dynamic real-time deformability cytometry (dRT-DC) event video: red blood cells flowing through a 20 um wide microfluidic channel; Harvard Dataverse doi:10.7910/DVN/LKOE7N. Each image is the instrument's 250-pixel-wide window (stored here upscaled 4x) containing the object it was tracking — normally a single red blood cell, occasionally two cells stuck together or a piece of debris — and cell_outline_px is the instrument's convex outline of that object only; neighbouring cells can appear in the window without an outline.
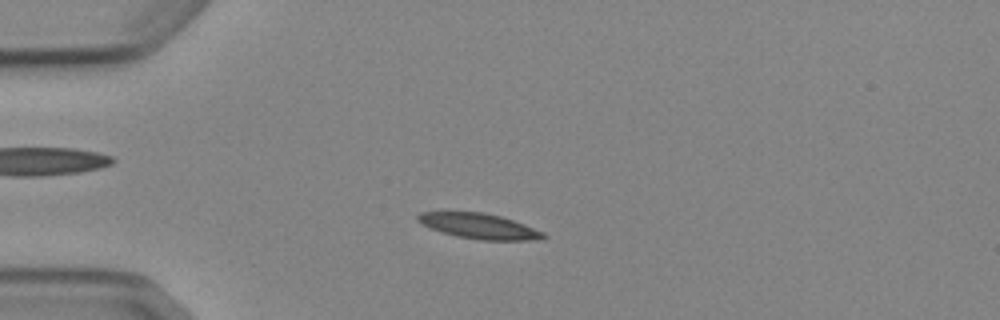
{"species": "Egyptian fruit bat (a non-hibernating species)", "species_latin": "Rousettus aegyptiacus", "temperature_condition": "cold", "stored_images_in_passage": 5, "camera_frame_rate_fps": 3000, "um_per_image_px": 0.085, "animal": {"sex": "female"}, "frame": {"image": 1, "passage_image": 3, "time_ms": 2.667, "image_size_px": [1000, 320], "cell_outline_px": [[548, 236], [544, 240], [480, 240], [456, 236], [432, 228], [416, 220], [416, 216], [420, 212], [484, 212], [500, 216], [524, 224], [544, 232]], "centroid_in_image_um": [40.79, 19.22], "position_along_channel_um": 44.2, "area_um2": 18.44}}
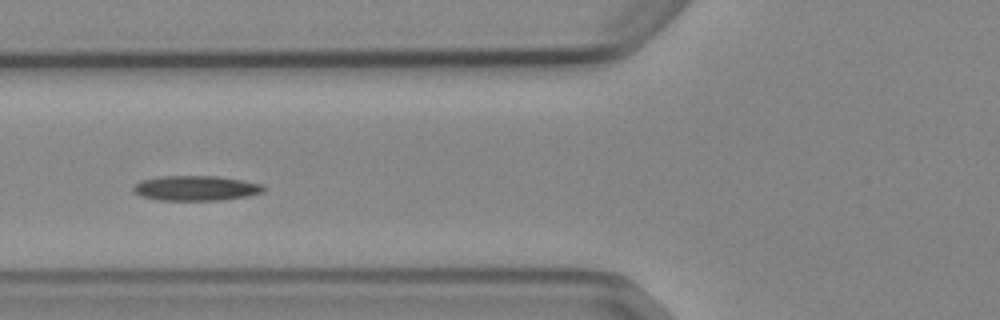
{"frame": {"image": 2, "passage_image": 5, "time_ms": 5.0, "image_size_px": [1000, 320], "cell_outline_px": [[264, 192], [248, 196], [220, 200], [160, 200], [140, 196], [132, 188], [140, 180], [160, 176], [216, 176], [264, 184]], "centroid_in_image_um": [16.65, 15.99], "position_along_channel_um": 109.1, "area_um2": 18.9}}